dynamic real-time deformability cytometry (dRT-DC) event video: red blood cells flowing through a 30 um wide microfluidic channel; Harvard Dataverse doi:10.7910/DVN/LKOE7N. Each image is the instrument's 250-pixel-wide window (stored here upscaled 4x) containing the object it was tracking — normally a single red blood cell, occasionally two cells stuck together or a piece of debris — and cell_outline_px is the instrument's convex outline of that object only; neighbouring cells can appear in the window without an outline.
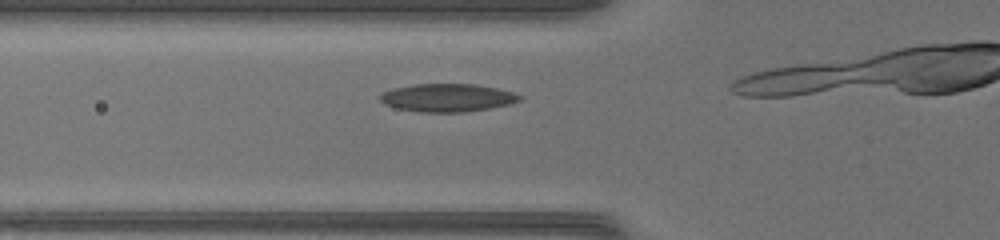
{"species": "common noctule bat (a hibernating species)", "species_latin": "Nyctalus noctula", "temperature_condition": "warm", "stored_images_in_passage": 12, "camera_frame_rate_fps": 3000, "um_per_image_px": 0.085, "animal": {"sex": "female", "body_mass_g": 17.0, "forearm_length_mm": 48.0}, "frame": {"image": 1, "passage_image": 9, "time_ms": 2.667, "image_size_px": [1000, 240], "cell_outline_px": [[524, 96], [520, 100], [512, 104], [464, 112], [420, 112], [396, 108], [384, 104], [380, 100], [380, 96], [384, 92], [392, 88], [412, 84], [472, 84], [496, 88], [512, 92]], "centroid_in_image_um": [38.03, 8.31], "position_along_channel_um": 87.8, "area_um2": 22.77}}